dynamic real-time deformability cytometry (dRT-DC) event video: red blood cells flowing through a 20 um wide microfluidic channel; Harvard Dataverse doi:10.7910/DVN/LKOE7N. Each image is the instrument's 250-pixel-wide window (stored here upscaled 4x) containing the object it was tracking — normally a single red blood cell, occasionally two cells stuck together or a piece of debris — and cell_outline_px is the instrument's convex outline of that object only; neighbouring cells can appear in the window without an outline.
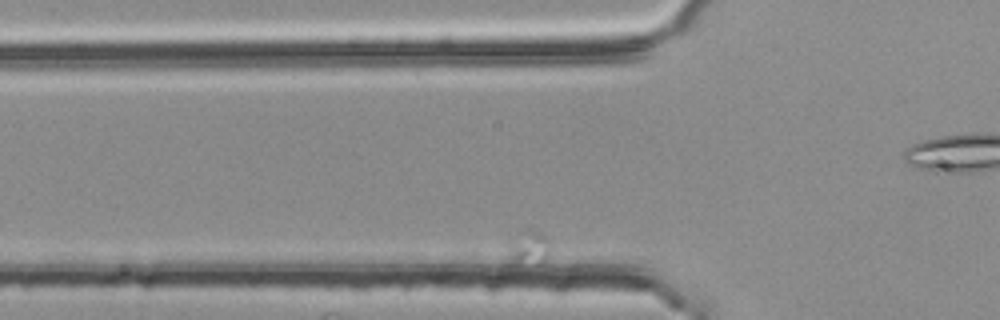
{"species": "common noctule bat (a hibernating species)", "species_latin": "Nyctalus noctula", "temperature_condition": "room temperature", "stored_images_in_passage": 3, "camera_frame_rate_fps": 3000, "um_per_image_px": 0.085, "animal": {"sex": "female", "body_mass_g": 25.1}, "frame": {"image": 1, "passage_image": 3, "time_ms": 0.667, "image_size_px": [1000, 320], "cell_outline_px": [[560, 268], [556, 268], [512, 264], [508, 248], [508, 240], [520, 232], [528, 228], [536, 228], [548, 236], [556, 244]], "centroid_in_image_um": [45.34, 21.2], "position_along_channel_um": 80.5, "area_um2": 11.39}}